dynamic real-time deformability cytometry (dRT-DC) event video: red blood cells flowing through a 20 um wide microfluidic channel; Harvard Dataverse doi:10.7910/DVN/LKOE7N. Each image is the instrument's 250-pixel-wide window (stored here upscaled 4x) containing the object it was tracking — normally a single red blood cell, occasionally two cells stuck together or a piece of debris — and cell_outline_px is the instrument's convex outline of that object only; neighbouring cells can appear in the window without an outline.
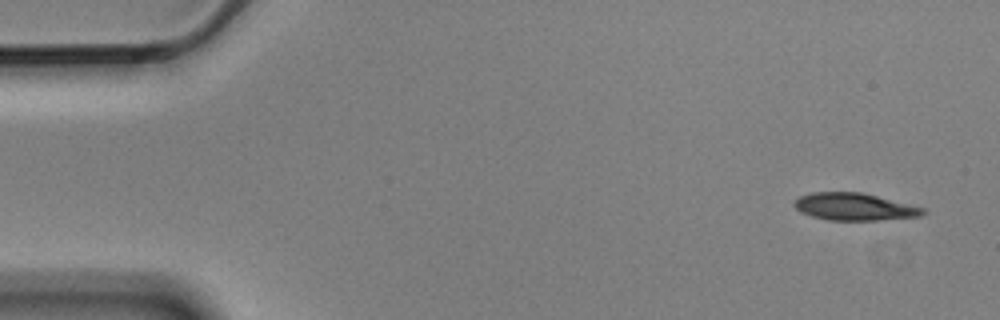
{"species": "Egyptian fruit bat (a non-hibernating species)", "species_latin": "Rousettus aegyptiacus", "temperature_condition": "cold", "stored_images_in_passage": 5, "camera_frame_rate_fps": 3000, "um_per_image_px": 0.085, "animal": {"sex": "male"}, "frame": {"image": 1, "passage_image": 1, "time_ms": 0.0, "image_size_px": [1000, 320], "cell_outline_px": [[924, 212], [920, 216], [876, 220], [828, 220], [812, 216], [800, 212], [792, 204], [800, 196], [812, 192], [860, 192], [924, 208]], "centroid_in_image_um": [72.56, 17.57], "position_along_channel_um": 12.4, "area_um2": 20.11}}
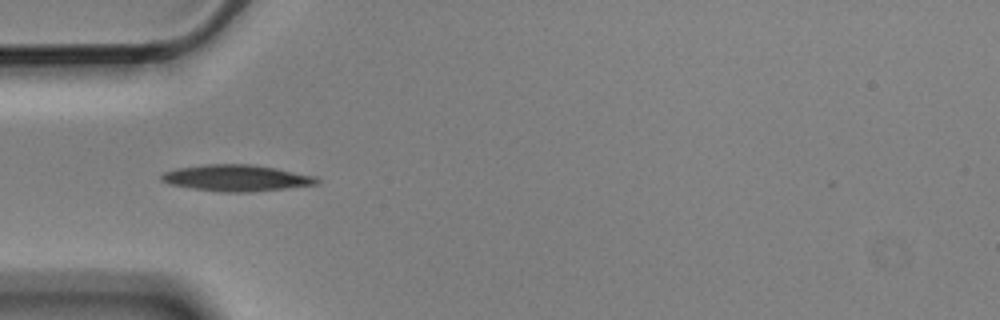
{"frame": {"image": 2, "passage_image": 5, "time_ms": 1.333, "image_size_px": [1000, 320], "cell_outline_px": [[320, 184], [248, 192], [220, 192], [192, 188], [168, 184], [160, 180], [160, 176], [164, 172], [176, 168], [204, 164], [248, 164], [276, 168], [316, 176], [320, 180]], "centroid_in_image_um": [20.08, 15.12], "position_along_channel_um": 64.9, "area_um2": 23.93}}